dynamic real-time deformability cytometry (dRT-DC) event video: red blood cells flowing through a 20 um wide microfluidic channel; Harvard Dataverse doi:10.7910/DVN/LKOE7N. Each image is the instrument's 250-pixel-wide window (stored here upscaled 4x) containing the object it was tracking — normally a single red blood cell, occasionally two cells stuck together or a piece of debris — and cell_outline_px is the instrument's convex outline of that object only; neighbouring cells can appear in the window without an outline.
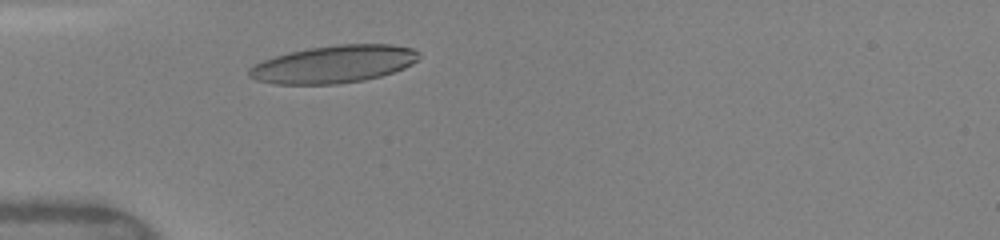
{"species": "human", "species_latin": "Homo sapiens", "temperature_condition": "warm", "stored_images_in_passage": 34, "camera_frame_rate_fps": 3000, "um_per_image_px": 0.085, "donor": {"sex": "female"}, "frame": {"image": 1, "passage_image": 6, "time_ms": 1.667, "image_size_px": [1000, 240], "cell_outline_px": [[420, 56], [412, 64], [404, 68], [380, 76], [364, 80], [336, 84], [272, 84], [256, 80], [248, 76], [248, 68], [264, 60], [288, 52], [308, 48], [336, 44], [392, 44], [412, 48], [420, 52]], "centroid_in_image_um": [28.37, 5.45], "position_along_channel_um": 56.6, "area_um2": 37.22}}
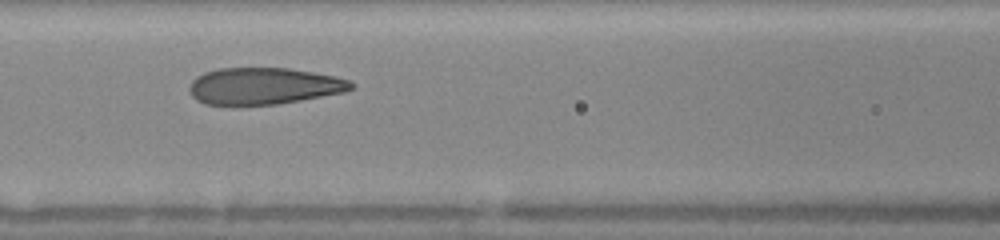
{"frame": {"image": 2, "passage_image": 13, "time_ms": 4.0, "image_size_px": [1000, 240], "cell_outline_px": [[356, 88], [344, 92], [300, 100], [276, 104], [204, 104], [196, 100], [192, 96], [188, 88], [192, 80], [196, 76], [204, 72], [220, 68], [288, 68], [336, 76], [352, 80], [356, 84]], "centroid_in_image_um": [22.45, 7.3], "position_along_channel_um": 144.1, "area_um2": 34.68}}
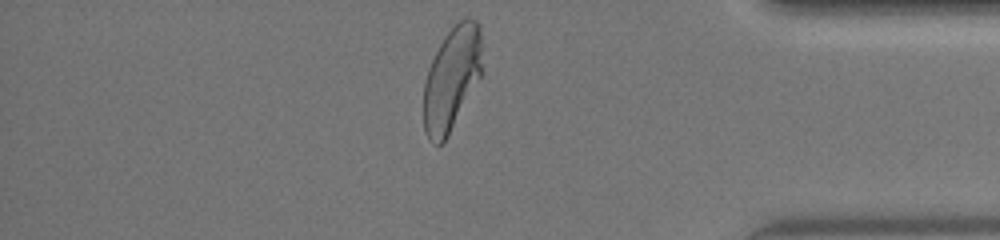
{"frame": {"image": 3, "passage_image": 33, "time_ms": 10.667, "image_size_px": [1000, 240], "cell_outline_px": [[480, 76], [444, 144], [432, 144], [428, 140], [424, 132], [424, 84], [428, 68], [444, 36], [460, 20], [468, 16], [476, 20], [480, 24]], "centroid_in_image_um": [38.36, 6.72], "position_along_channel_um": 396.8, "area_um2": 34.97}, "authors_computed_cell_mechanics": {"area_um2": 35.258, "velocity_mm_per_s": 4.1188, "shape_relaxation_time_tau1_ms": 3.8284, "shape_relaxation_time_tau2_ms": null, "deformation_change_tau1": 0.1963, "deformation_change_tau2": null}}